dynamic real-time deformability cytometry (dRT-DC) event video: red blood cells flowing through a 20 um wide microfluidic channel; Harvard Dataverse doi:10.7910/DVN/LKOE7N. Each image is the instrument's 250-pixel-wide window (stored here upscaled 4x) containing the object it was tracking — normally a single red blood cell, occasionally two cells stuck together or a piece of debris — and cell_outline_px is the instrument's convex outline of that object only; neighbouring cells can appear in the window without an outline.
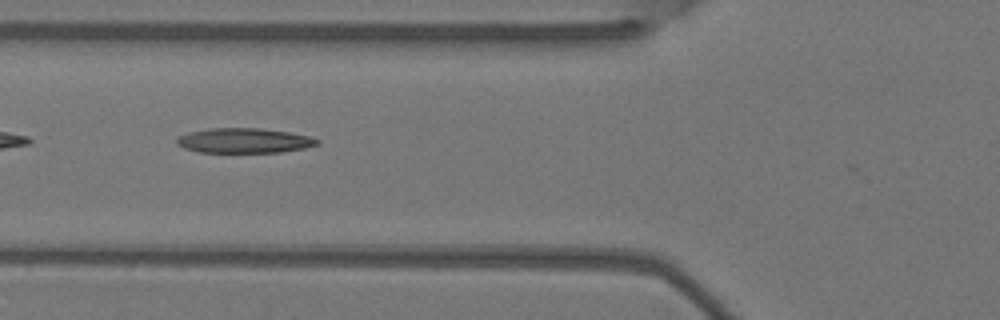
{"species": "Egyptian fruit bat (a non-hibernating species)", "species_latin": "Rousettus aegyptiacus", "temperature_condition": "warm", "stored_images_in_passage": 5, "camera_frame_rate_fps": 3000, "um_per_image_px": 0.085, "animal": {"sex": "female"}, "frame": {"image": 1, "passage_image": 4, "time_ms": 1.0, "image_size_px": [1000, 320], "cell_outline_px": [[320, 144], [304, 148], [280, 152], [200, 152], [184, 148], [176, 144], [176, 140], [180, 136], [188, 132], [208, 128], [260, 128], [288, 132], [308, 136], [320, 140]], "centroid_in_image_um": [20.74, 11.95], "position_along_channel_um": 105.1, "area_um2": 20.29}}
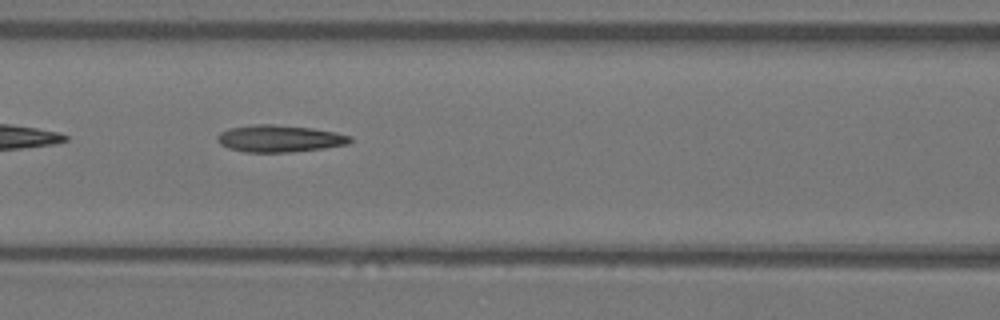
{"frame": {"image": 2, "passage_image": 5, "time_ms": 1.333, "image_size_px": [1000, 320], "cell_outline_px": [[352, 140], [348, 144], [324, 148], [292, 152], [244, 152], [228, 148], [220, 144], [216, 140], [216, 136], [220, 132], [228, 128], [256, 124], [272, 124], [312, 128], [336, 132], [352, 136]], "centroid_in_image_um": [23.74, 11.78], "position_along_channel_um": 142.9, "area_um2": 21.04}}